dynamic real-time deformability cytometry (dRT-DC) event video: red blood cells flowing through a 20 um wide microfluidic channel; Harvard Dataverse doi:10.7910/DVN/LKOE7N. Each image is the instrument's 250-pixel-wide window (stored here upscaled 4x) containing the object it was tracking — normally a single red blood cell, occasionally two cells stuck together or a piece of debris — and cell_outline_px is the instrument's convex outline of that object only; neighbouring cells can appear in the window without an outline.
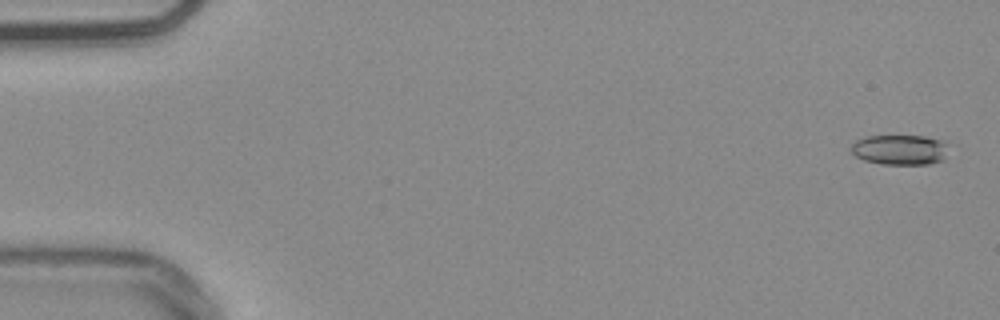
{"species": "common noctule bat (a hibernating species)", "species_latin": "Nyctalus noctula", "temperature_condition": "warm", "stored_images_in_passage": 55, "camera_frame_rate_fps": 3000, "um_per_image_px": 0.085, "animal": {"sex": "male", "body_mass_g": 20.4}, "frame": {"image": 1, "passage_image": 2, "time_ms": 0.333, "image_size_px": [1000, 320], "cell_outline_px": [[948, 144], [944, 160], [928, 164], [880, 164], [864, 160], [856, 156], [852, 152], [852, 144], [856, 140], [868, 136], [924, 136], [944, 140]], "centroid_in_image_um": [76.53, 12.73], "position_along_channel_um": 8.5, "area_um2": 17.17}}
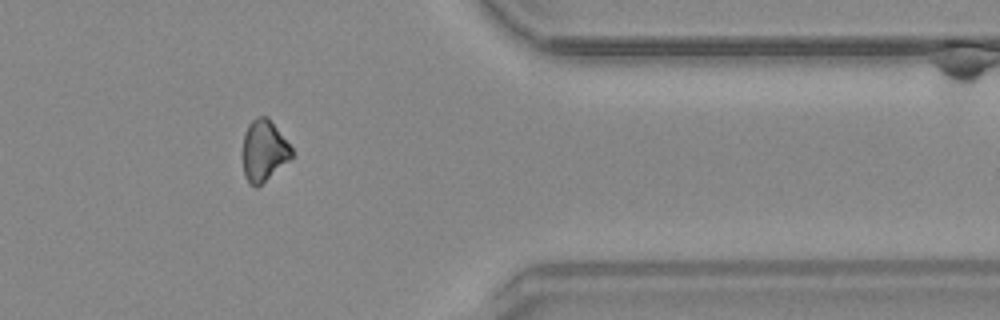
{"frame": {"image": 2, "passage_image": 45, "time_ms": 14.667, "image_size_px": [1000, 320], "cell_outline_px": [[292, 156], [288, 160], [256, 188], [248, 184], [244, 176], [244, 132], [248, 124], [256, 116], [268, 116], [292, 148]], "centroid_in_image_um": [22.41, 12.78], "position_along_channel_um": 389.0, "area_um2": 17.17}}
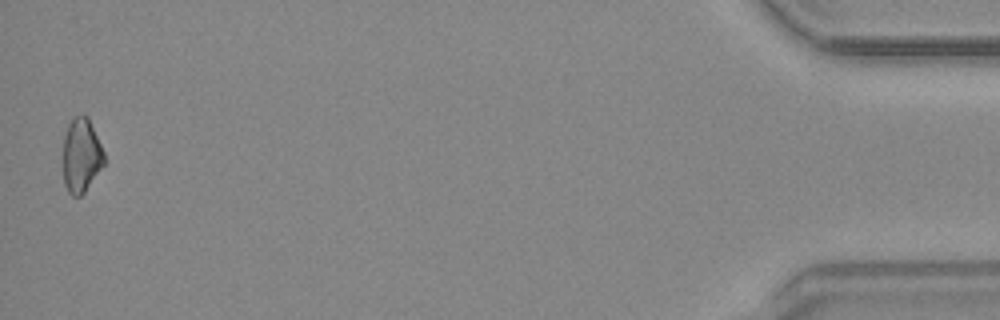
{"frame": {"image": 3, "passage_image": 54, "time_ms": 17.667, "image_size_px": [1000, 320], "cell_outline_px": [[104, 164], [84, 192], [80, 196], [72, 196], [68, 192], [64, 184], [64, 136], [68, 124], [80, 112], [84, 112], [88, 116], [104, 152]], "centroid_in_image_um": [6.91, 13.17], "position_along_channel_um": 428.3, "area_um2": 17.69}}